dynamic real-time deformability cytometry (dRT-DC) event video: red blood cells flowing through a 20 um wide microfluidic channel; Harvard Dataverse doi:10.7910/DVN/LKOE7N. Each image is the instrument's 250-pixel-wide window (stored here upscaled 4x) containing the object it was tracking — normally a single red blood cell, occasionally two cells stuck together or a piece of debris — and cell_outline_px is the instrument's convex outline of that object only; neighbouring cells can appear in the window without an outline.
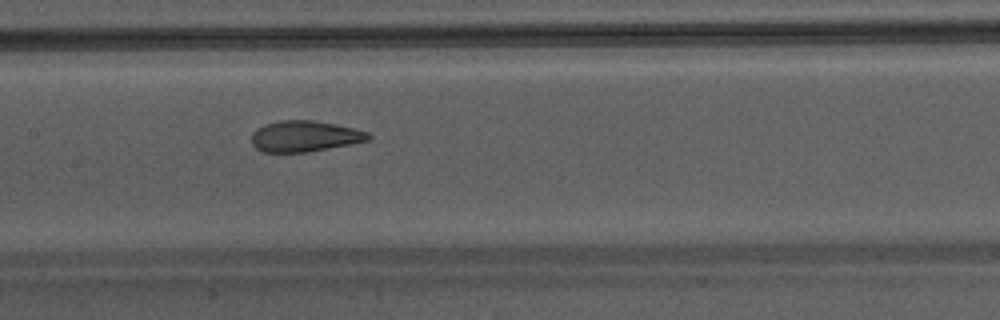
{"species": "Egyptian fruit bat (a non-hibernating species)", "species_latin": "Rousettus aegyptiacus", "temperature_condition": "warm", "stored_images_in_passage": 33, "camera_frame_rate_fps": 3000, "um_per_image_px": 0.085, "animal": {"sex": "male"}, "frame": {"image": 1, "passage_image": 10, "time_ms": 3.0, "image_size_px": [1000, 320], "cell_outline_px": [[372, 136], [368, 140], [352, 144], [308, 152], [264, 152], [256, 148], [252, 144], [252, 132], [256, 128], [264, 124], [280, 120], [312, 120], [336, 124], [368, 132]], "centroid_in_image_um": [25.88, 11.58], "position_along_channel_um": 181.5, "area_um2": 21.15}}